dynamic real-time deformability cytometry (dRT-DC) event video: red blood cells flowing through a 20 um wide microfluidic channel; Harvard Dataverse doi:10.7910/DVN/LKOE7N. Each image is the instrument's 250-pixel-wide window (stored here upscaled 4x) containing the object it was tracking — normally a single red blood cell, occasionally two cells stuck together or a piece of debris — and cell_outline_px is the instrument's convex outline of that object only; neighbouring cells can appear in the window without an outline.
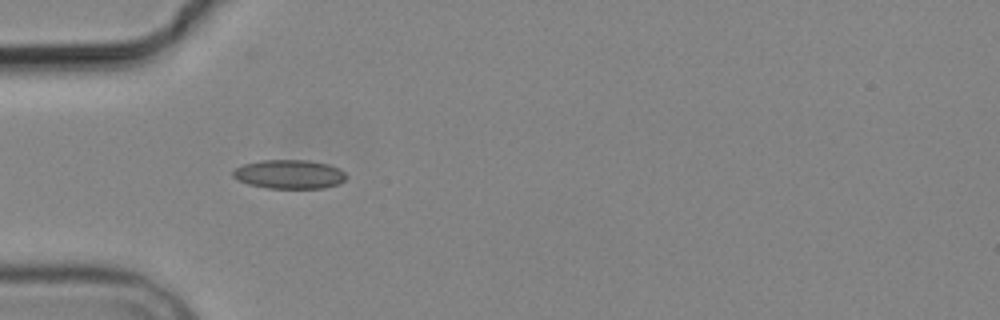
{"species": "common noctule bat (a hibernating species)", "species_latin": "Nyctalus noctula", "temperature_condition": "cold", "stored_images_in_passage": 2, "camera_frame_rate_fps": 3000, "um_per_image_px": 0.085, "animal": {"sex": "male", "body_mass_g": 19.2, "forearm_length_mm": 51.8}, "frame": {"image": 1, "passage_image": 1, "time_ms": 0.0, "image_size_px": [1000, 320], "cell_outline_px": [[348, 176], [340, 184], [324, 188], [268, 188], [248, 184], [232, 176], [232, 172], [236, 168], [244, 164], [260, 160], [308, 160], [328, 164], [340, 168]], "centroid_in_image_um": [24.63, 14.81], "position_along_channel_um": 60.4, "area_um2": 19.19}}
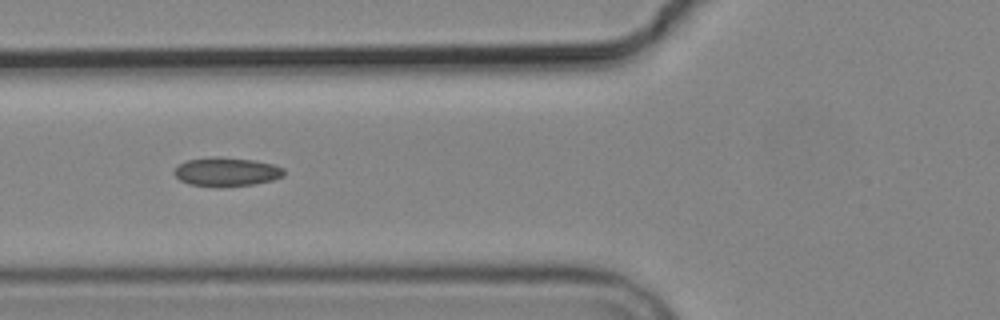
{"frame": {"image": 2, "passage_image": 2, "time_ms": 1.333, "image_size_px": [1000, 320], "cell_outline_px": [[284, 176], [272, 180], [252, 184], [188, 184], [180, 180], [172, 172], [180, 164], [188, 160], [216, 156], [256, 160], [272, 164], [284, 168]], "centroid_in_image_um": [19.28, 14.55], "position_along_channel_um": 106.5, "area_um2": 17.69}}